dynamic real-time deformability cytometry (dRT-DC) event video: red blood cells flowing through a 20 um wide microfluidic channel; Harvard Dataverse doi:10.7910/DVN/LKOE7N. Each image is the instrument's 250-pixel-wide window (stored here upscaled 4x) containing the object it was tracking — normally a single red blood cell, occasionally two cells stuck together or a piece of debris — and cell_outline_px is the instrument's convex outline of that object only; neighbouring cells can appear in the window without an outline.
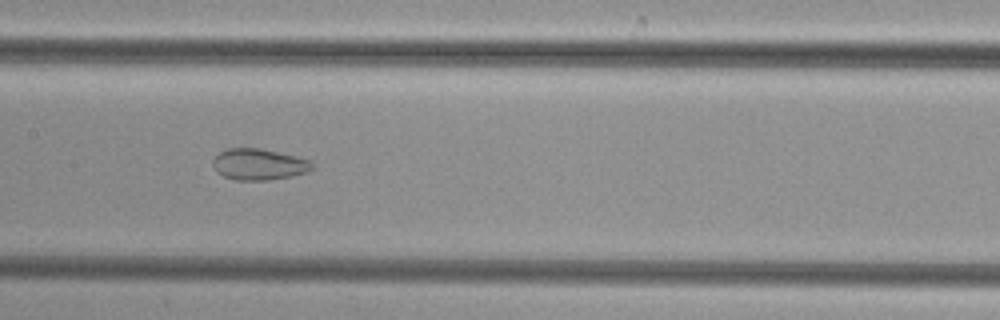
{"species": "common noctule bat (a hibernating species)", "species_latin": "Nyctalus noctula", "temperature_condition": "cold", "stored_images_in_passage": 46, "camera_frame_rate_fps": 3000, "um_per_image_px": 0.085, "animal": {"sex": "female", "body_mass_g": 29.2, "forearm_length_mm": 56.3}, "frame": {"image": 1, "passage_image": 25, "time_ms": 8.0, "image_size_px": [1000, 320], "cell_outline_px": [[312, 168], [308, 172], [292, 176], [268, 180], [236, 180], [224, 176], [216, 172], [212, 164], [212, 160], [220, 152], [228, 148], [260, 148], [296, 156], [312, 160]], "centroid_in_image_um": [22.0, 13.97], "position_along_channel_um": 185.4, "area_um2": 18.15}}
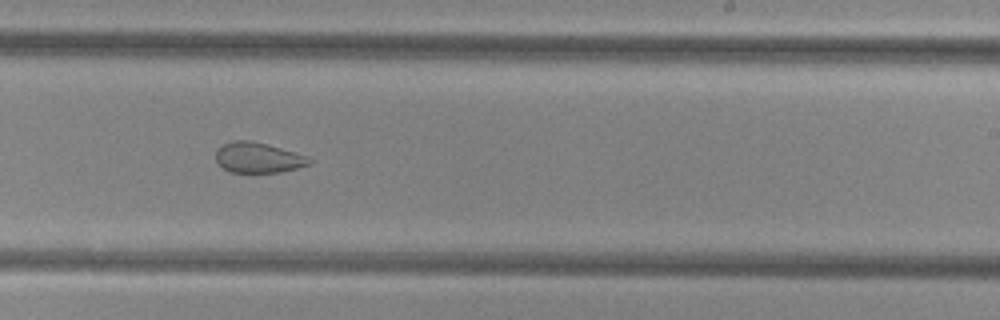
{"frame": {"image": 2, "passage_image": 31, "time_ms": 10.0, "image_size_px": [1000, 320], "cell_outline_px": [[312, 164], [280, 172], [228, 172], [216, 160], [216, 152], [224, 144], [232, 140], [252, 140], [268, 144], [308, 156], [312, 160]], "centroid_in_image_um": [21.97, 13.39], "position_along_channel_um": 267.0, "area_um2": 16.53}}
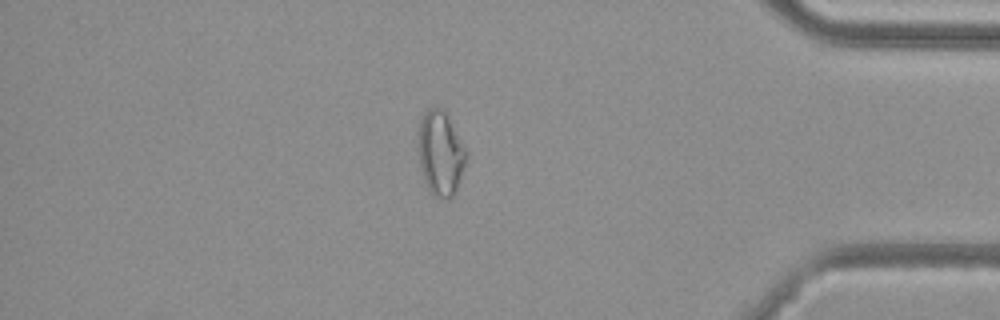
{"frame": {"image": 3, "passage_image": 43, "time_ms": 14.0, "image_size_px": [1000, 320], "cell_outline_px": [[468, 160], [456, 188], [452, 196], [432, 196], [424, 180], [420, 168], [416, 148], [420, 120], [424, 112], [428, 108], [444, 108], [468, 156]], "centroid_in_image_um": [37.4, 12.99], "position_along_channel_um": 397.8, "area_um2": 23.64}}